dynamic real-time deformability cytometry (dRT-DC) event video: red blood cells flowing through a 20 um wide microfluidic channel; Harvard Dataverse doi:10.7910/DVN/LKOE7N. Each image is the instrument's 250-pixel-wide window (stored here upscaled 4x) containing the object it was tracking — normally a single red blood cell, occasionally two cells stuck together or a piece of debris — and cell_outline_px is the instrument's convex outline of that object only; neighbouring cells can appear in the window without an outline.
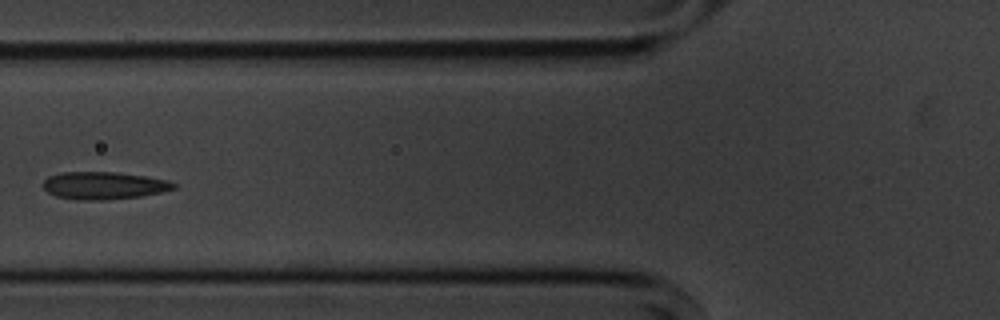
{"species": "common noctule bat (a hibernating species)", "species_latin": "Nyctalus noctula", "temperature_condition": "cold", "stored_images_in_passage": 5, "camera_frame_rate_fps": 3000, "um_per_image_px": 0.085, "animal": {"sex": "male", "body_mass_g": 20.1, "forearm_length_mm": 53.5}, "frame": {"image": 1, "passage_image": 5, "time_ms": 4.667, "image_size_px": [1000, 320], "cell_outline_px": [[176, 188], [160, 192], [140, 196], [104, 200], [76, 200], [56, 196], [48, 192], [44, 188], [44, 180], [48, 176], [60, 172], [116, 172], [144, 176], [168, 180], [176, 184]], "centroid_in_image_um": [8.8, 15.77], "position_along_channel_um": 117.0, "area_um2": 20.87}}